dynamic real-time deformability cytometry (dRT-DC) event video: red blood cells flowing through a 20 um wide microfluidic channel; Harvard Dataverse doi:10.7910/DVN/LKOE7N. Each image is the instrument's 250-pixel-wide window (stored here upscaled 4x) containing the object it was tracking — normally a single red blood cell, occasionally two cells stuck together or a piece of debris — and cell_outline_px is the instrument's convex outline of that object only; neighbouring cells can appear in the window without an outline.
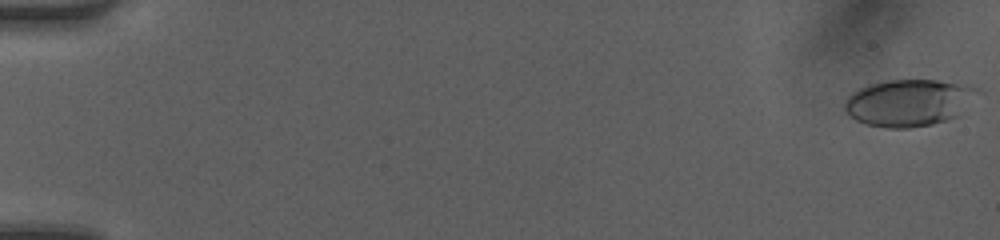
{"species": "human", "species_latin": "Homo sapiens", "temperature_condition": "room temperature", "stored_images_in_passage": 50, "camera_frame_rate_fps": 3000, "um_per_image_px": 0.085, "donor": {"sex": "female"}, "frame": {"image": 1, "passage_image": 1, "time_ms": 0.0, "image_size_px": [1000, 240], "cell_outline_px": [[984, 92], [960, 116], [948, 120], [932, 124], [908, 128], [884, 128], [868, 124], [856, 120], [844, 108], [844, 100], [852, 92], [860, 88], [872, 84], [888, 80], [936, 80], [968, 84]], "centroid_in_image_um": [77.36, 8.72], "position_along_channel_um": 7.6, "area_um2": 36.88}}
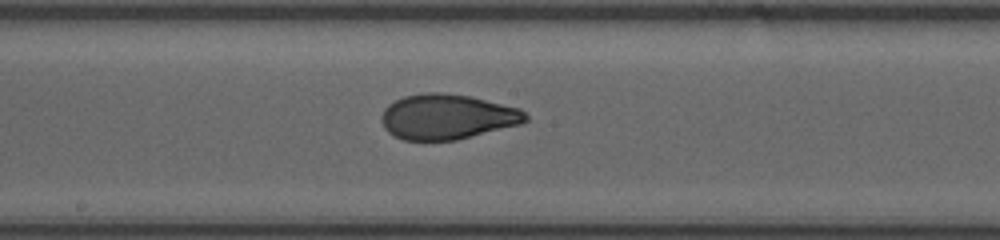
{"frame": {"image": 2, "passage_image": 28, "time_ms": 9.0, "image_size_px": [1000, 240], "cell_outline_px": [[528, 120], [520, 124], [456, 140], [404, 140], [388, 132], [384, 128], [380, 116], [384, 108], [388, 104], [404, 96], [428, 92], [440, 92], [472, 96], [520, 108], [528, 116]], "centroid_in_image_um": [38.01, 9.91], "position_along_channel_um": 210.2, "area_um2": 37.97}}
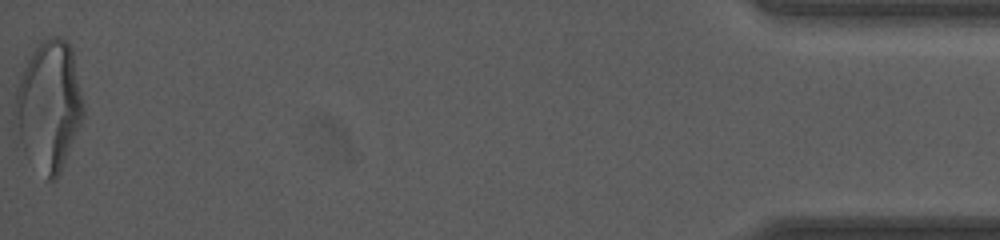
{"frame": {"image": 3, "passage_image": 50, "time_ms": 16.333, "image_size_px": [1000, 240], "cell_outline_px": [[84, 116], [60, 172], [56, 180], [48, 180], [24, 152], [20, 140], [16, 112], [16, 88], [20, 76], [28, 60], [44, 36], [60, 36], [72, 48], [84, 104]], "centroid_in_image_um": [4.19, 8.95], "position_along_channel_um": 431.0, "area_um2": 50.86}, "authors_computed_cell_mechanics": {"area_um2": 37.4255, "velocity_mm_per_s": 4.2313, "shape_relaxation_time_tau1_ms": 5.3475, "shape_relaxation_time_tau2_ms": 1.0285, "deformation_change_tau1": 0.1939, "deformation_change_tau2": 0.0667}}